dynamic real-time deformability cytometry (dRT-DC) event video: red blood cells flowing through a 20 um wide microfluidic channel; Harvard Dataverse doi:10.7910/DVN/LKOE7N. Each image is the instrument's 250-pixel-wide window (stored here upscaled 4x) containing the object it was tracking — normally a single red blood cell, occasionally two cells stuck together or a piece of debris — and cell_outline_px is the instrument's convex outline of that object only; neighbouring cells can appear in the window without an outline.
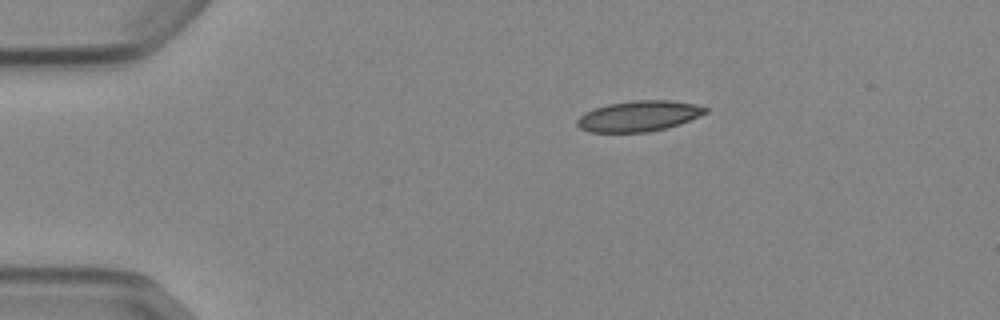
{"species": "Egyptian fruit bat (a non-hibernating species)", "species_latin": "Rousettus aegyptiacus", "temperature_condition": "cold", "stored_images_in_passage": 43, "camera_frame_rate_fps": 3000, "um_per_image_px": 0.085, "animal": {"sex": "female"}, "frame": {"image": 1, "passage_image": 1, "time_ms": 0.0, "image_size_px": [1000, 320], "cell_outline_px": [[708, 112], [700, 116], [680, 124], [648, 132], [588, 132], [580, 128], [576, 124], [576, 120], [584, 112], [608, 104], [636, 100], [672, 100], [692, 104], [708, 108]], "centroid_in_image_um": [54.29, 9.87], "position_along_channel_um": 30.7, "area_um2": 22.83}}
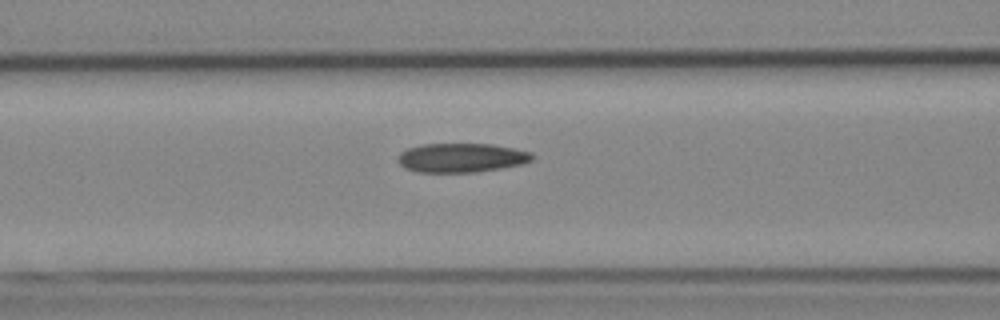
{"frame": {"image": 2, "passage_image": 13, "time_ms": 4.0, "image_size_px": [1000, 320], "cell_outline_px": [[536, 156], [532, 160], [524, 164], [476, 172], [416, 172], [404, 168], [396, 160], [396, 156], [400, 152], [408, 148], [420, 144], [492, 144], [532, 152]], "centroid_in_image_um": [39.2, 13.41], "position_along_channel_um": 127.4, "area_um2": 23.06}}
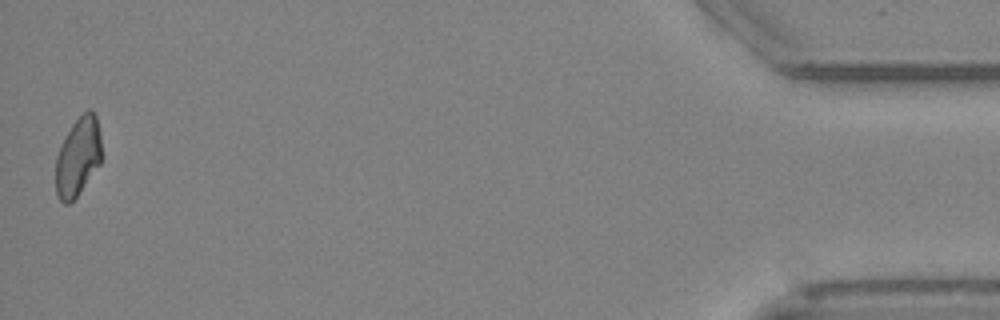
{"frame": {"image": 3, "passage_image": 43, "time_ms": 14.0, "image_size_px": [1000, 320], "cell_outline_px": [[104, 156], [100, 164], [76, 196], [68, 204], [64, 204], [60, 200], [56, 192], [56, 156], [64, 136], [72, 124], [88, 108], [96, 116], [100, 132]], "centroid_in_image_um": [6.65, 13.3], "position_along_channel_um": 428.5, "area_um2": 21.21}, "authors_computed_cell_mechanics": {"area_um2": 22.6576, "velocity_mm_per_s": 3.8889, "shape_relaxation_time_tau1_ms": null, "shape_relaxation_time_tau2_ms": 6.3798, "deformation_change_tau1": null, "deformation_change_tau2": 0.1398}}